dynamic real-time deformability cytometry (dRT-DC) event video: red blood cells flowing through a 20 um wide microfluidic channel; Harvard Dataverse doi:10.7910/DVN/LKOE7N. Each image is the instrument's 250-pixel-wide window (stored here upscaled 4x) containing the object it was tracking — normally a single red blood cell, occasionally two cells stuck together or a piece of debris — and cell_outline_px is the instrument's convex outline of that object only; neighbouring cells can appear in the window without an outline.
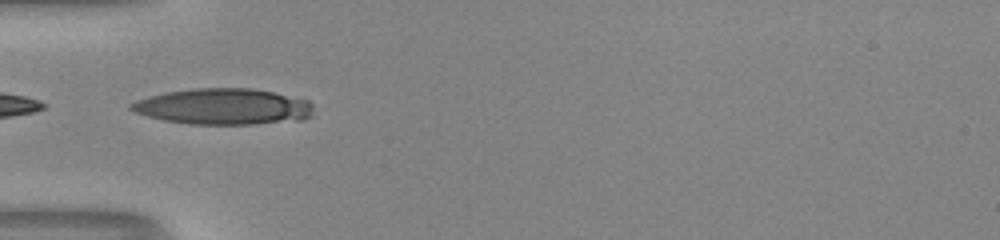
{"species": "human", "species_latin": "Homo sapiens", "temperature_condition": "room temperature", "stored_images_in_passage": 35, "camera_frame_rate_fps": 3000, "um_per_image_px": 0.085, "donor": {"sex": "male"}, "frame": {"image": 1, "passage_image": 1, "time_ms": 0.0, "image_size_px": [1000, 240], "cell_outline_px": [[316, 116], [304, 120], [256, 124], [188, 124], [164, 120], [148, 116], [136, 112], [128, 108], [128, 104], [136, 100], [148, 96], [168, 92], [196, 88], [252, 88], [272, 92], [308, 100], [312, 104]], "centroid_in_image_um": [19.04, 9.07], "position_along_channel_um": 66.0, "area_um2": 38.61}}
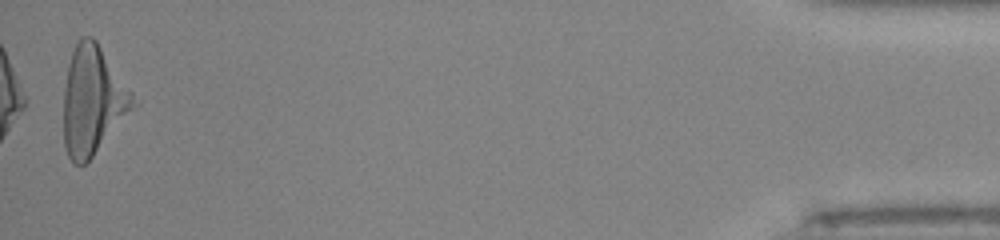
{"frame": {"image": 2, "passage_image": 35, "time_ms": 11.333, "image_size_px": [1000, 240], "cell_outline_px": [[140, 104], [92, 156], [84, 164], [72, 164], [68, 156], [64, 144], [64, 88], [68, 64], [76, 40], [84, 36], [92, 36], [96, 40], [132, 92]], "centroid_in_image_um": [7.9, 8.54], "position_along_channel_um": 427.3, "area_um2": 44.1}}